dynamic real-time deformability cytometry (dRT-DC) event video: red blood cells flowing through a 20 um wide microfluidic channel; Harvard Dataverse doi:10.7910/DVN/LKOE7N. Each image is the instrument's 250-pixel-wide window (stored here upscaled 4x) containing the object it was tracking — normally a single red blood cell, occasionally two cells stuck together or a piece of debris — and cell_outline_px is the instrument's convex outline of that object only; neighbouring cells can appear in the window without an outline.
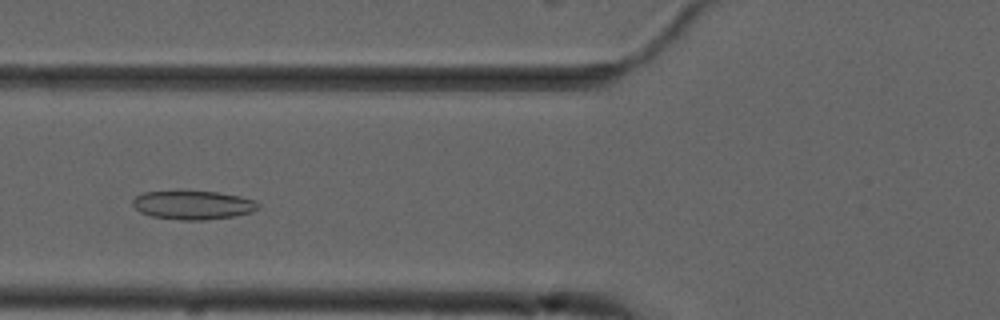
{"species": "common noctule bat (a hibernating species)", "species_latin": "Nyctalus noctula", "temperature_condition": "cold", "stored_images_in_passage": 5, "camera_frame_rate_fps": 3000, "um_per_image_px": 0.085, "animal": {"sex": "male", "forearm_length_mm": 52.5}, "frame": {"image": 1, "passage_image": 4, "time_ms": 3.667, "image_size_px": [1000, 320], "cell_outline_px": [[260, 208], [252, 212], [236, 216], [204, 220], [180, 220], [152, 216], [140, 212], [132, 204], [132, 200], [136, 196], [144, 192], [220, 192], [240, 196], [256, 200], [260, 204]], "centroid_in_image_um": [16.47, 17.44], "position_along_channel_um": 109.3, "area_um2": 20.98}}
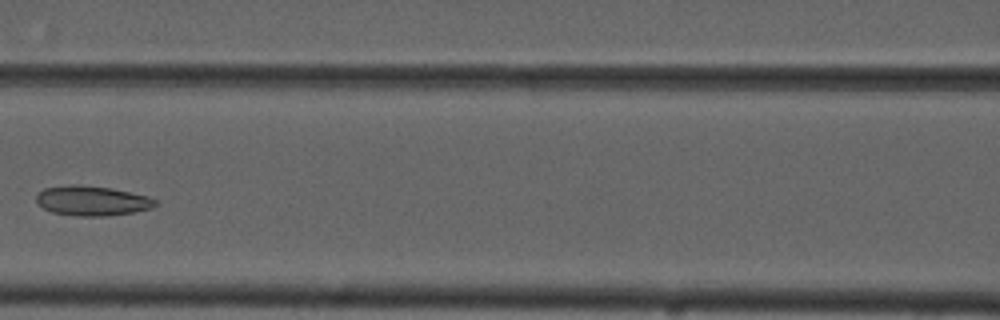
{"frame": {"image": 2, "passage_image": 5, "time_ms": 5.0, "image_size_px": [1000, 320], "cell_outline_px": [[156, 204], [152, 208], [132, 212], [108, 216], [76, 216], [52, 212], [44, 208], [36, 200], [36, 196], [44, 188], [72, 184], [80, 184], [112, 188], [148, 196], [156, 200]], "centroid_in_image_um": [7.83, 17.06], "position_along_channel_um": 158.8, "area_um2": 20.63}}